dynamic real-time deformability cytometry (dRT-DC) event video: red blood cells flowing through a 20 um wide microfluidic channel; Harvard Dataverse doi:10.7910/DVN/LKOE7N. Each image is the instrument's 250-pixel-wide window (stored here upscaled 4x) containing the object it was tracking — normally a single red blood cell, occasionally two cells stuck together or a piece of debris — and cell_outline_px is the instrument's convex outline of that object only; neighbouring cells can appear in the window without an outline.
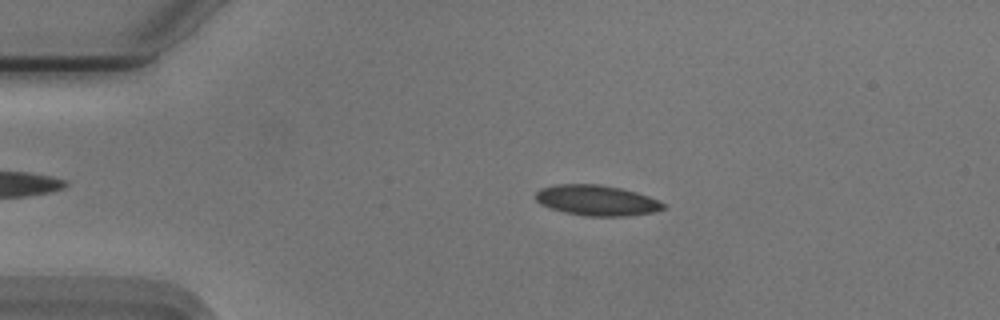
{"species": "Egyptian fruit bat (a non-hibernating species)", "species_latin": "Rousettus aegyptiacus", "temperature_condition": "cold", "stored_images_in_passage": 48, "camera_frame_rate_fps": 3000, "um_per_image_px": 0.085, "animal": {"sex": "male"}, "frame": {"image": 1, "passage_image": 11, "time_ms": 3.333, "image_size_px": [1000, 320], "cell_outline_px": [[664, 208], [652, 212], [624, 216], [584, 216], [564, 212], [540, 204], [536, 200], [536, 192], [540, 188], [556, 184], [600, 184], [620, 188], [636, 192], [648, 196], [664, 204]], "centroid_in_image_um": [50.67, 17.02], "position_along_channel_um": 34.3, "area_um2": 22.48}}
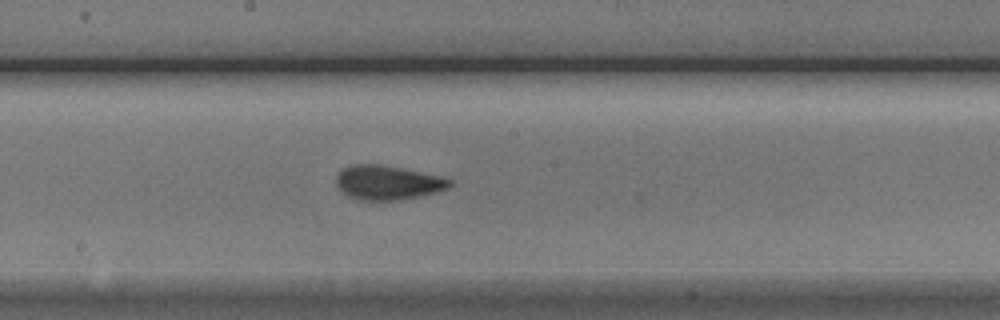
{"frame": {"image": 2, "passage_image": 29, "time_ms": 9.333, "image_size_px": [1000, 320], "cell_outline_px": [[452, 184], [448, 188], [436, 192], [420, 196], [400, 200], [356, 200], [340, 192], [336, 184], [336, 176], [344, 168], [352, 164], [380, 164], [404, 168], [440, 176], [452, 180]], "centroid_in_image_um": [32.93, 15.52], "position_along_channel_um": 215.3, "area_um2": 22.89}}
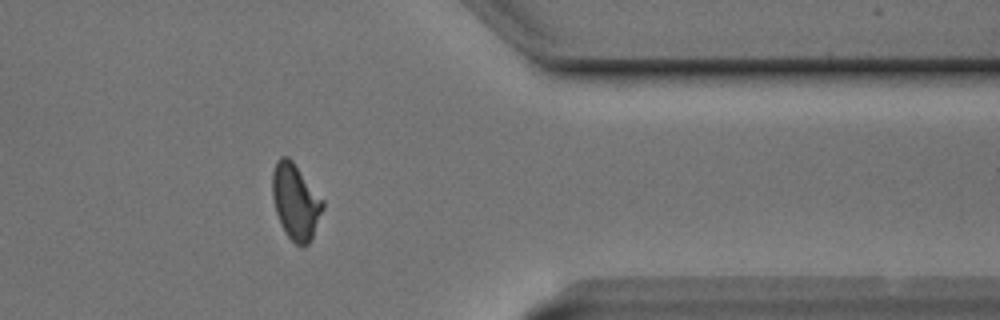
{"frame": {"image": 3, "passage_image": 44, "time_ms": 14.333, "image_size_px": [1000, 320], "cell_outline_px": [[324, 208], [312, 236], [308, 244], [300, 248], [288, 236], [280, 224], [276, 212], [272, 196], [272, 172], [276, 160], [280, 156], [288, 156], [292, 160], [324, 200]], "centroid_in_image_um": [25.12, 17.12], "position_along_channel_um": 386.3, "area_um2": 22.31}, "authors_computed_cell_mechanics": {"area_um2": 22.1952, "velocity_mm_per_s": 3.7393, "shape_relaxation_time_tau1_ms": 5.4278, "shape_relaxation_time_tau2_ms": 1.6313, "deformation_change_tau1": 0.1356, "deformation_change_tau2": 0.0693}}